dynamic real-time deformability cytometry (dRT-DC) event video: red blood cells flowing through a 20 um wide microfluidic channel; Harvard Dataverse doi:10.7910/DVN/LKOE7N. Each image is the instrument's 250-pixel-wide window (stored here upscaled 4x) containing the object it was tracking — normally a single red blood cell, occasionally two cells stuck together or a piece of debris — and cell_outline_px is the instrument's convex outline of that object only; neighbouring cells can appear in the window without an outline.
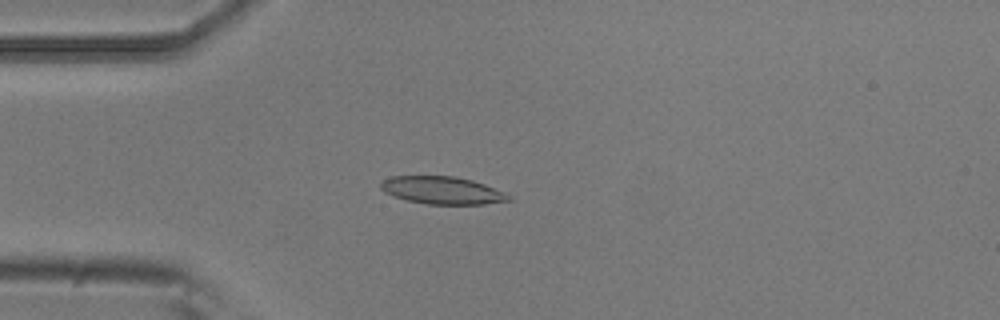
{"species": "common noctule bat (a hibernating species)", "species_latin": "Nyctalus noctula", "temperature_condition": "room temperature", "stored_images_in_passage": 5, "camera_frame_rate_fps": 3000, "um_per_image_px": 0.085, "animal": {"sex": "male", "body_mass_g": 20.5, "forearm_length_mm": 52.5}, "frame": {"image": 1, "passage_image": 4, "time_ms": 1.0, "image_size_px": [1000, 320], "cell_outline_px": [[512, 200], [484, 204], [428, 204], [408, 200], [384, 192], [380, 188], [380, 184], [384, 180], [392, 176], [452, 176], [472, 180], [484, 184], [504, 192], [512, 196]], "centroid_in_image_um": [37.62, 16.18], "position_along_channel_um": 47.4, "area_um2": 20.35}}